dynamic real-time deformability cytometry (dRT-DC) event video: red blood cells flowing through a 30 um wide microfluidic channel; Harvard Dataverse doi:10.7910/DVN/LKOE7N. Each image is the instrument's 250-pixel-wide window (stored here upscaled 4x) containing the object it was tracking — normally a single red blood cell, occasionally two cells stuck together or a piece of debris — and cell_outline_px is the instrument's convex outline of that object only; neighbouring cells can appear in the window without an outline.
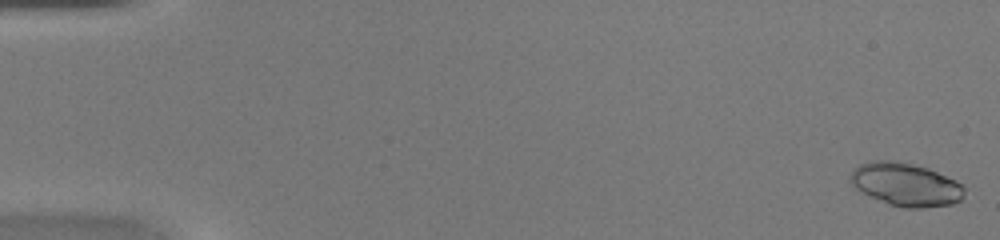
{"species": "common noctule bat (a hibernating species)", "species_latin": "Nyctalus noctula", "temperature_condition": "warm", "stored_images_in_passage": 49, "camera_frame_rate_fps": 3000, "um_per_image_px": 0.085, "animal": {"sex": "female", "body_mass_g": 20.0, "forearm_length_mm": 54.0}, "frame": {"image": 1, "passage_image": 1, "time_ms": 0.0, "image_size_px": [1000, 240], "cell_outline_px": [[964, 196], [960, 200], [952, 204], [924, 208], [904, 208], [888, 204], [860, 192], [852, 184], [852, 172], [860, 164], [872, 160], [896, 160], [928, 168], [956, 180], [964, 188]], "centroid_in_image_um": [77.0, 15.69], "position_along_channel_um": 8.0, "area_um2": 28.61}}
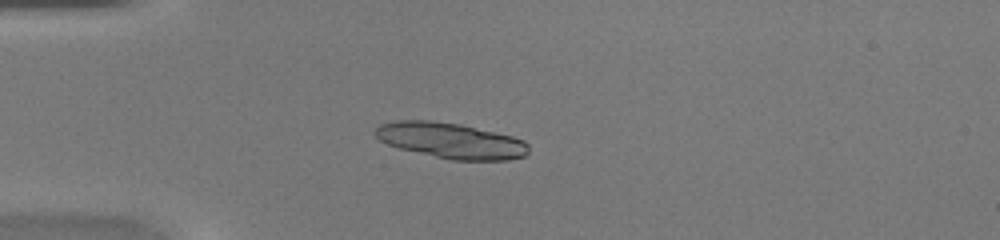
{"frame": {"image": 2, "passage_image": 14, "time_ms": 4.333, "image_size_px": [1000, 240], "cell_outline_px": [[528, 152], [524, 156], [508, 160], [452, 160], [400, 148], [388, 144], [380, 140], [372, 132], [380, 124], [396, 120], [432, 120], [460, 124], [512, 136], [524, 140], [528, 144]], "centroid_in_image_um": [38.31, 11.94], "position_along_channel_um": 46.7, "area_um2": 31.73}}